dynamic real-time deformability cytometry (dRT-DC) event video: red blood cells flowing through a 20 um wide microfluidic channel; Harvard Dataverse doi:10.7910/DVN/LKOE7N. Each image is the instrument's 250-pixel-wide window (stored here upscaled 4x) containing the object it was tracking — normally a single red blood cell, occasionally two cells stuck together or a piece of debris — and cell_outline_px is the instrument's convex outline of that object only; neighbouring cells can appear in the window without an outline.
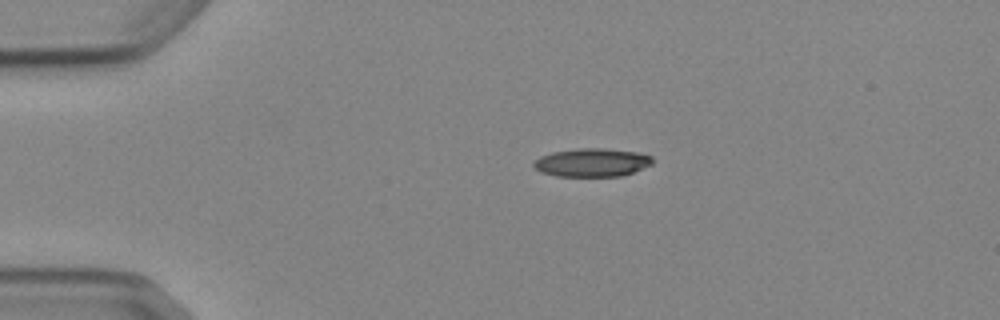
{"species": "Egyptian fruit bat (a non-hibernating species)", "species_latin": "Rousettus aegyptiacus", "temperature_condition": "cold", "stored_images_in_passage": 4, "camera_frame_rate_fps": 3000, "um_per_image_px": 0.085, "animal": {"sex": "female"}, "frame": {"image": 1, "passage_image": 3, "time_ms": 2.333, "image_size_px": [1000, 320], "cell_outline_px": [[652, 164], [632, 172], [620, 176], [556, 176], [540, 172], [532, 164], [540, 156], [552, 152], [580, 148], [604, 148], [636, 152], [652, 156]], "centroid_in_image_um": [50.3, 13.81], "position_along_channel_um": 34.7, "area_um2": 19.48}}